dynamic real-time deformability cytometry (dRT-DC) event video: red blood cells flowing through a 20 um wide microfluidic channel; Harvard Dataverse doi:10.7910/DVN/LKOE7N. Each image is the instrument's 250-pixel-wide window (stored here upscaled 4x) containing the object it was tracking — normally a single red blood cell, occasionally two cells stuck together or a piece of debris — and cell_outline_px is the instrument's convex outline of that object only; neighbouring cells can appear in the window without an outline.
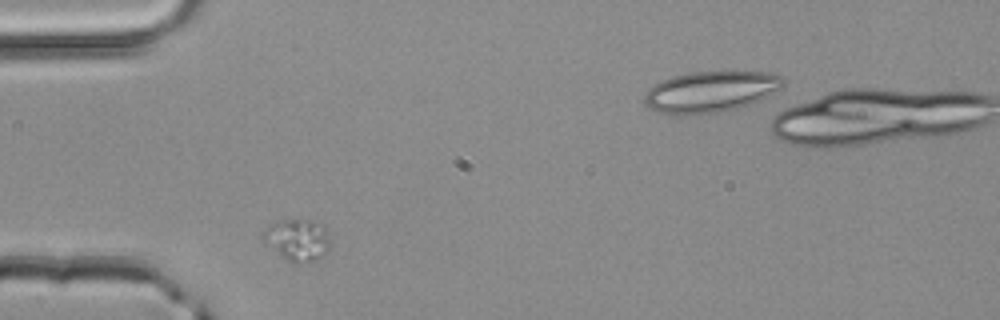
{"species": "common noctule bat (a hibernating species)", "species_latin": "Nyctalus noctula", "temperature_condition": "room temperature", "stored_images_in_passage": 3, "segment_of_instrument_passage": [2, 2], "camera_frame_rate_fps": 3000, "um_per_image_px": 0.085, "animal": {"sex": "male", "body_mass_g": 20.4}, "frame": {"image": 1, "passage_image": 2, "time_ms": 0.333, "image_size_px": [1000, 320], "cell_outline_px": [[332, 244], [328, 252], [316, 260], [296, 264], [292, 264], [268, 244], [260, 236], [264, 228], [268, 224], [280, 220], [312, 220], [324, 224], [332, 240]], "centroid_in_image_um": [25.34, 20.37], "position_along_channel_um": 59.7, "area_um2": 16.76}}